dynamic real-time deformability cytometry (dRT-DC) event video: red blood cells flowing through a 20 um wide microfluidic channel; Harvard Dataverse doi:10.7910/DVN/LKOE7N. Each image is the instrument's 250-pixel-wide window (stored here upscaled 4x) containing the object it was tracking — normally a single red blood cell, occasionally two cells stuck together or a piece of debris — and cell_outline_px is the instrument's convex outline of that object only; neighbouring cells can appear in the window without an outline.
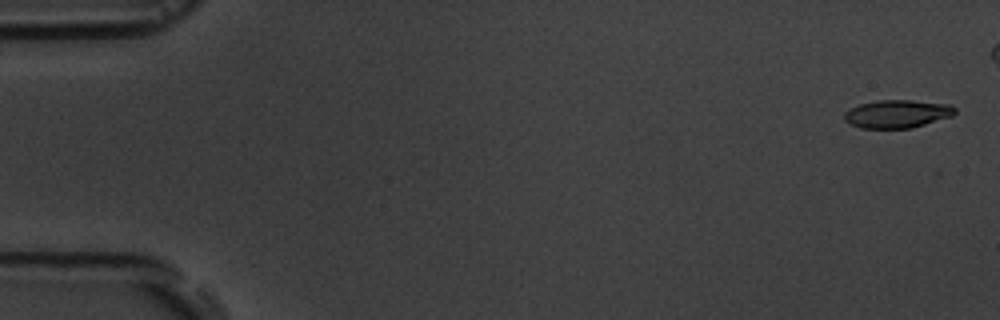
{"species": "common noctule bat (a hibernating species)", "species_latin": "Nyctalus noctula", "temperature_condition": "room temperature", "stored_images_in_passage": 7, "camera_frame_rate_fps": 3000, "um_per_image_px": 0.085, "animal": {"sex": "male", "body_mass_g": 19.5, "forearm_length_mm": 54.6}, "frame": {"image": 1, "passage_image": 1, "time_ms": 0.0, "image_size_px": [1000, 320], "cell_outline_px": [[956, 112], [952, 116], [912, 128], [860, 128], [844, 120], [844, 112], [860, 104], [876, 100], [912, 100], [952, 104], [956, 108]], "centroid_in_image_um": [76.3, 9.67], "position_along_channel_um": 8.7, "area_um2": 18.15}}